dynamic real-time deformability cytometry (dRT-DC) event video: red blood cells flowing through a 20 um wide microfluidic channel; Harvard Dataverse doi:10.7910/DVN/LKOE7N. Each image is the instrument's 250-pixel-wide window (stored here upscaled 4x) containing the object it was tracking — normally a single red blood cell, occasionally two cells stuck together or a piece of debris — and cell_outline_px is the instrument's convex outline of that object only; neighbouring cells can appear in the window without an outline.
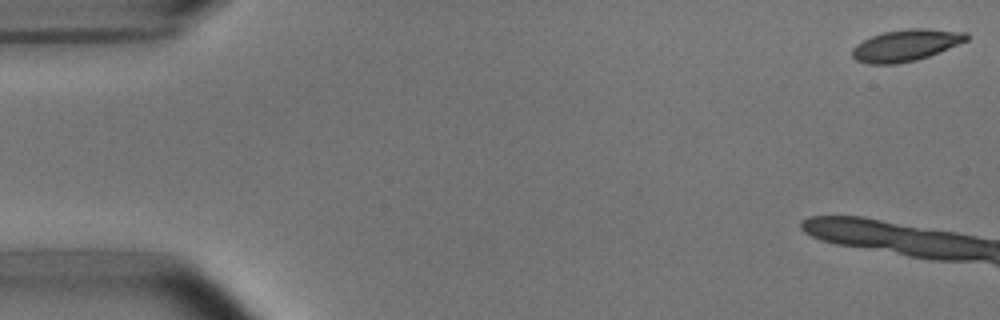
{"species": "common noctule bat (a hibernating species)", "species_latin": "Nyctalus noctula", "temperature_condition": "room temperature", "stored_images_in_passage": 7, "camera_frame_rate_fps": 3000, "um_per_image_px": 0.085, "animal": {"sex": "male", "body_mass_g": 15.6}, "frame": {"image": 1, "passage_image": 1, "time_ms": 0.0, "image_size_px": [1000, 320], "cell_outline_px": [[968, 40], [928, 56], [916, 60], [896, 64], [868, 64], [856, 60], [852, 56], [852, 48], [856, 44], [872, 36], [884, 32], [908, 28], [924, 28], [968, 32]], "centroid_in_image_um": [76.99, 3.84], "position_along_channel_um": 8.0, "area_um2": 20.98}}